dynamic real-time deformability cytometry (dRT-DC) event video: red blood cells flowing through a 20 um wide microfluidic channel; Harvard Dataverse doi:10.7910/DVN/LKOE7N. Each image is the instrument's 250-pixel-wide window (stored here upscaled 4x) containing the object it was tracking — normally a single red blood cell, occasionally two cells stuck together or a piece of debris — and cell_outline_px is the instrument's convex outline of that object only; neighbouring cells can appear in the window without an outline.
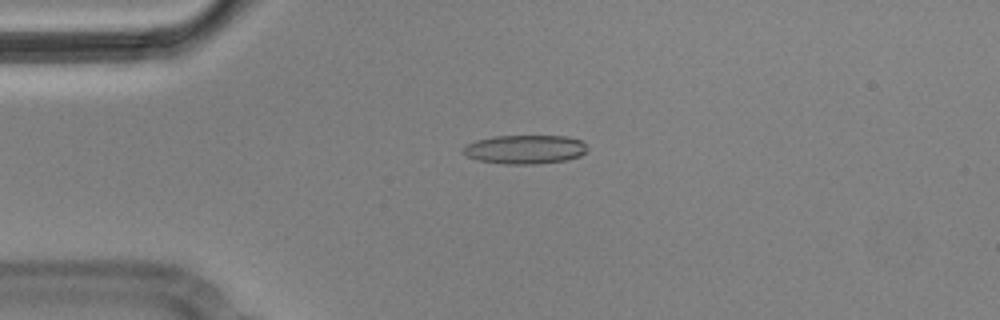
{"species": "Egyptian fruit bat (a non-hibernating species)", "species_latin": "Rousettus aegyptiacus", "temperature_condition": "cold", "stored_images_in_passage": 4, "camera_frame_rate_fps": 3000, "um_per_image_px": 0.085, "animal": {"sex": "male"}, "frame": {"image": 1, "passage_image": 4, "time_ms": 1.0, "image_size_px": [1000, 320], "cell_outline_px": [[584, 152], [580, 156], [568, 160], [536, 164], [504, 164], [476, 160], [468, 156], [464, 152], [464, 144], [476, 140], [492, 136], [564, 136], [580, 140], [584, 144]], "centroid_in_image_um": [44.57, 12.7], "position_along_channel_um": 40.4, "area_um2": 20.81}}